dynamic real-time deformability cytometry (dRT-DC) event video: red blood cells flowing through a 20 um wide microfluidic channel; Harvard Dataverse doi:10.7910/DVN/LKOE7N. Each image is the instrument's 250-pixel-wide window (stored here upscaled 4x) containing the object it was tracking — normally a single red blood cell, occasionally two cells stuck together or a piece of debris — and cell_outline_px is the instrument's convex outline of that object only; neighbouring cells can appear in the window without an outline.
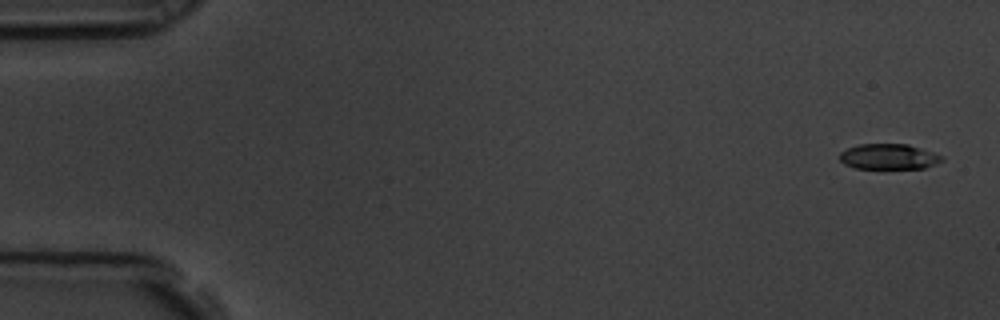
{"species": "common noctule bat (a hibernating species)", "species_latin": "Nyctalus noctula", "temperature_condition": "room temperature", "stored_images_in_passage": 6, "segment_of_instrument_passage": [1, 2], "camera_frame_rate_fps": 3000, "um_per_image_px": 0.085, "animal": {"sex": "male", "body_mass_g": 19.5, "forearm_length_mm": 54.6}, "frame": {"image": 1, "passage_image": 1, "time_ms": 0.0, "image_size_px": [1000, 320], "cell_outline_px": [[944, 160], [924, 168], [856, 168], [844, 164], [840, 160], [840, 152], [848, 148], [860, 144], [908, 144], [944, 156]], "centroid_in_image_um": [75.55, 13.31], "position_along_channel_um": 9.5, "area_um2": 15.03}}
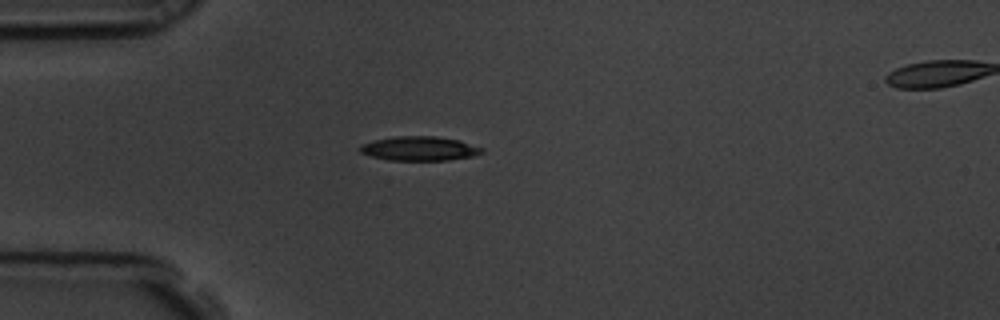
{"frame": {"image": 2, "passage_image": 5, "time_ms": 1.333, "image_size_px": [1000, 320], "cell_outline_px": [[484, 152], [472, 156], [448, 160], [388, 160], [372, 156], [360, 152], [360, 148], [364, 144], [372, 140], [396, 136], [436, 136], [460, 140], [484, 148]], "centroid_in_image_um": [35.69, 12.62], "position_along_channel_um": 49.3, "area_um2": 17.17}}